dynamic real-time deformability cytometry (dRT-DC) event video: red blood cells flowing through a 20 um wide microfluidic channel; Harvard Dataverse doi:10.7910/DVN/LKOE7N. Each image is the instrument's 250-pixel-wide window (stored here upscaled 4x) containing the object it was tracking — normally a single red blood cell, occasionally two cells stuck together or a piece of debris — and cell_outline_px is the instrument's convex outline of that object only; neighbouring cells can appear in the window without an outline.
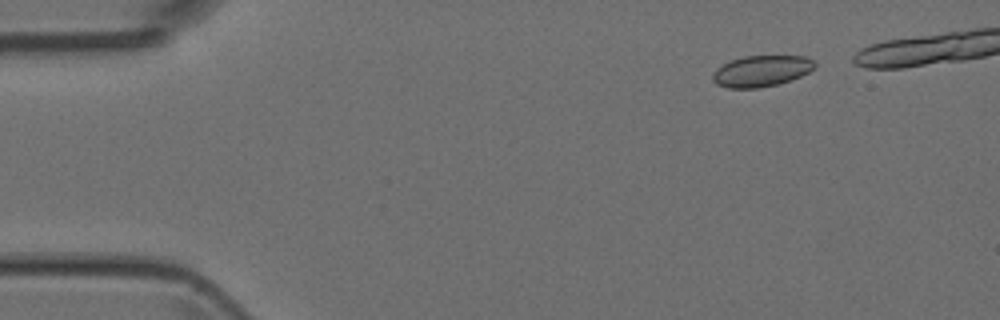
{"species": "Egyptian fruit bat (a non-hibernating species)", "species_latin": "Rousettus aegyptiacus", "temperature_condition": "room temperature", "stored_images_in_passage": 36, "camera_frame_rate_fps": 3000, "um_per_image_px": 0.085, "animal": {"sex": "female"}, "frame": {"image": 1, "passage_image": 1, "time_ms": 0.0, "image_size_px": [1000, 320], "cell_outline_px": [[816, 68], [800, 76], [776, 84], [760, 88], [728, 88], [716, 84], [712, 80], [712, 72], [716, 68], [732, 60], [744, 56], [804, 56], [812, 60], [816, 64]], "centroid_in_image_um": [64.69, 6.04], "position_along_channel_um": 20.3, "area_um2": 18.44}}
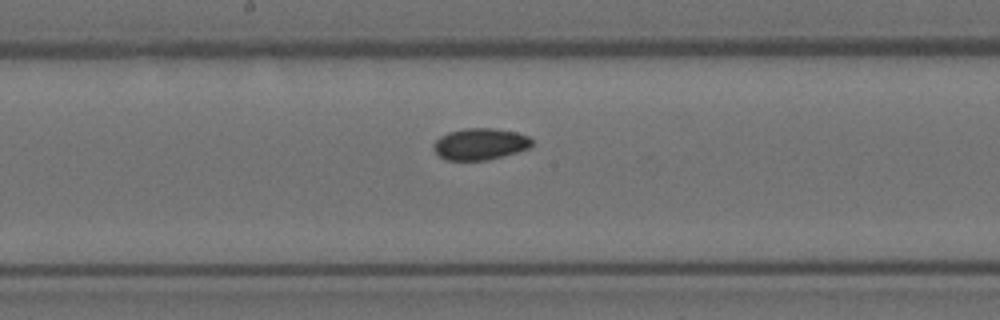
{"frame": {"image": 2, "passage_image": 21, "time_ms": 6.667, "image_size_px": [1000, 320], "cell_outline_px": [[532, 144], [528, 148], [504, 156], [488, 160], [448, 160], [440, 156], [432, 148], [432, 144], [440, 136], [448, 132], [464, 128], [492, 128], [516, 132], [528, 136], [532, 140]], "centroid_in_image_um": [40.79, 12.24], "position_along_channel_um": 207.4, "area_um2": 18.09}}
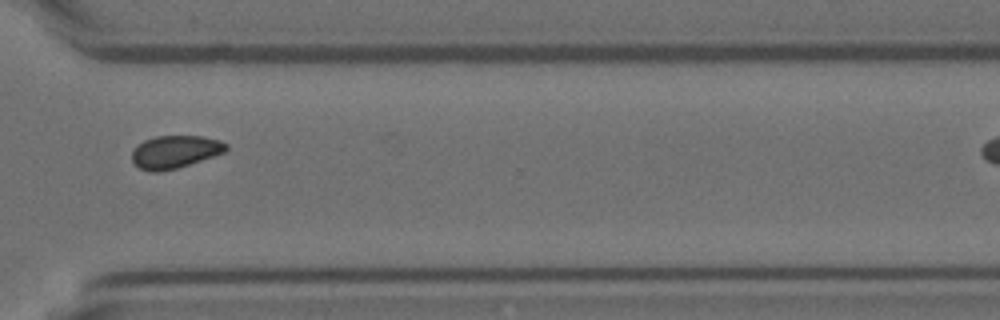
{"frame": {"image": 3, "passage_image": 32, "time_ms": 10.333, "image_size_px": [1000, 320], "cell_outline_px": [[228, 148], [224, 152], [176, 168], [160, 172], [152, 172], [140, 168], [132, 160], [132, 152], [144, 140], [156, 136], [204, 136], [220, 140], [228, 144]], "centroid_in_image_um": [14.89, 12.89], "position_along_channel_um": 355.7, "area_um2": 17.69}}